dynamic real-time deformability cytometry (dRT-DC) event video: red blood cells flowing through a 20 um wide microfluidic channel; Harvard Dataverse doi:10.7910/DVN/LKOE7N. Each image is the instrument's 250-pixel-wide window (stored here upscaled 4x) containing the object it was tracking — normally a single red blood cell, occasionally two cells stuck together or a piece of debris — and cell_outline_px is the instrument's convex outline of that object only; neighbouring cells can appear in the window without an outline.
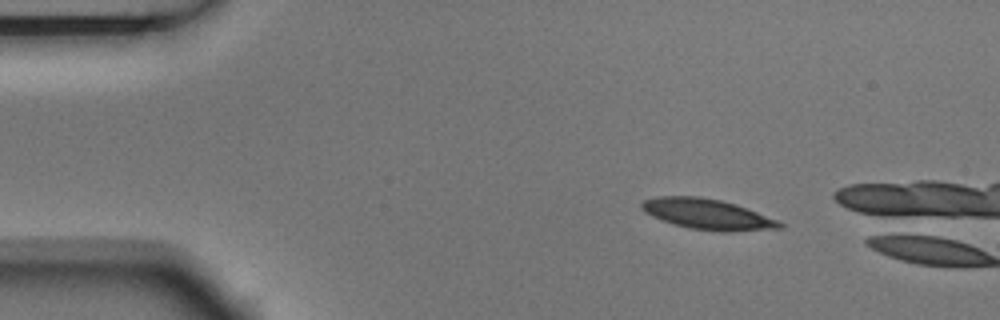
{"species": "Egyptian fruit bat (a non-hibernating species)", "species_latin": "Rousettus aegyptiacus", "temperature_condition": "room temperature", "stored_images_in_passage": 3, "camera_frame_rate_fps": 3000, "um_per_image_px": 0.085, "animal": {"sex": "male"}, "frame": {"image": 1, "passage_image": 1, "time_ms": 0.0, "image_size_px": [1000, 320], "cell_outline_px": [[784, 228], [728, 232], [720, 232], [688, 228], [652, 216], [644, 212], [640, 208], [640, 204], [644, 200], [656, 196], [700, 196], [720, 200], [736, 204], [780, 220], [784, 224]], "centroid_in_image_um": [60.17, 18.21], "position_along_channel_um": 24.8, "area_um2": 24.74}}